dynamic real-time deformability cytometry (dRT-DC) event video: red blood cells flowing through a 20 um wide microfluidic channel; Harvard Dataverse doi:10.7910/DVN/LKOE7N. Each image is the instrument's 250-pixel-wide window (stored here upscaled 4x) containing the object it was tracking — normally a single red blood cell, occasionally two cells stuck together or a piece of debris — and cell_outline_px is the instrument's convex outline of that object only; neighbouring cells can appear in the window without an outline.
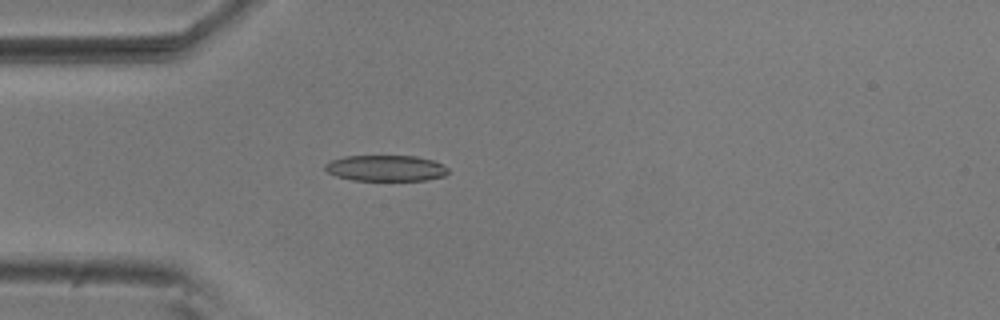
{"species": "common noctule bat (a hibernating species)", "species_latin": "Nyctalus noctula", "temperature_condition": "room temperature", "stored_images_in_passage": 5, "camera_frame_rate_fps": 3000, "um_per_image_px": 0.085, "animal": {"sex": "male", "body_mass_g": 20.5, "forearm_length_mm": 52.5}, "frame": {"image": 1, "passage_image": 5, "time_ms": 1.333, "image_size_px": [1000, 320], "cell_outline_px": [[448, 172], [444, 176], [424, 180], [352, 180], [336, 176], [328, 172], [324, 168], [324, 164], [332, 160], [344, 156], [416, 156], [432, 160], [448, 168]], "centroid_in_image_um": [32.76, 14.29], "position_along_channel_um": 52.2, "area_um2": 18.5}}